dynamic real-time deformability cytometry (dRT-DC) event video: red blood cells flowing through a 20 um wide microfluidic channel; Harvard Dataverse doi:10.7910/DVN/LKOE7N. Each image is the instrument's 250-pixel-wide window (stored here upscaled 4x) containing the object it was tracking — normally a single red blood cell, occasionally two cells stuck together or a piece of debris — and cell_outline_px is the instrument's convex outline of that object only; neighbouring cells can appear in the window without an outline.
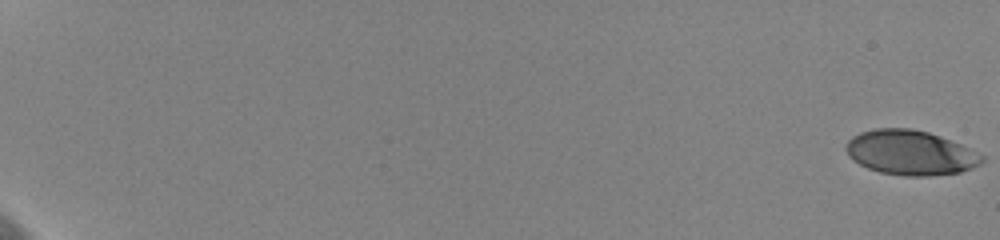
{"species": "human", "species_latin": "Homo sapiens", "temperature_condition": "cold", "stored_images_in_passage": 27, "camera_frame_rate_fps": 3000, "um_per_image_px": 0.085, "donor": {"sex": "female"}, "frame": {"image": 1, "passage_image": 1, "time_ms": 0.0, "image_size_px": [1000, 240], "cell_outline_px": [[984, 160], [980, 164], [972, 168], [960, 172], [928, 176], [904, 176], [880, 172], [868, 168], [852, 160], [848, 156], [844, 148], [848, 140], [852, 136], [860, 132], [876, 128], [912, 128], [928, 132], [940, 136], [960, 144], [984, 156]], "centroid_in_image_um": [77.35, 12.97], "position_along_channel_um": 7.6, "area_um2": 35.49}}